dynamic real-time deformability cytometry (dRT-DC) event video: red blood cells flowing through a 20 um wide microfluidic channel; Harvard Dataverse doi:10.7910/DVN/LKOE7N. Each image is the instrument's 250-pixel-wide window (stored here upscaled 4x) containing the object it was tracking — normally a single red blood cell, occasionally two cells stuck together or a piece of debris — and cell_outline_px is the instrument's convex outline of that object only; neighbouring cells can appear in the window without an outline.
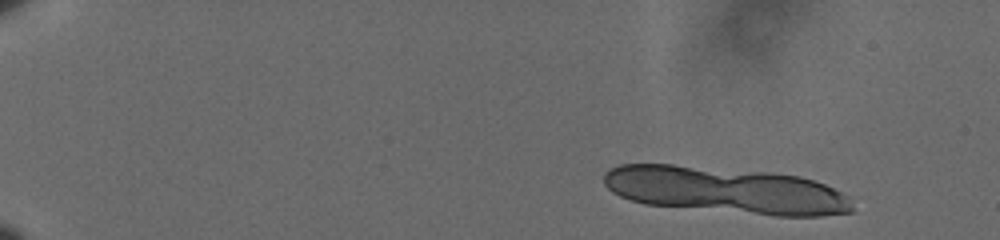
{"species": "human", "species_latin": "Homo sapiens", "temperature_condition": "cold", "stored_images_in_passage": 9, "camera_frame_rate_fps": 3000, "um_per_image_px": 0.085, "donor": {"sex": "male"}, "frame": {"image": 1, "passage_image": 1, "time_ms": 0.0, "image_size_px": [1000, 240], "cell_outline_px": [[852, 212], [820, 216], [776, 216], [644, 204], [620, 196], [612, 192], [604, 184], [604, 172], [620, 164], [672, 164], [768, 172], [800, 176], [824, 184], [848, 196], [852, 208]], "centroid_in_image_um": [61.66, 16.17], "position_along_channel_um": 23.3, "area_um2": 67.39}}